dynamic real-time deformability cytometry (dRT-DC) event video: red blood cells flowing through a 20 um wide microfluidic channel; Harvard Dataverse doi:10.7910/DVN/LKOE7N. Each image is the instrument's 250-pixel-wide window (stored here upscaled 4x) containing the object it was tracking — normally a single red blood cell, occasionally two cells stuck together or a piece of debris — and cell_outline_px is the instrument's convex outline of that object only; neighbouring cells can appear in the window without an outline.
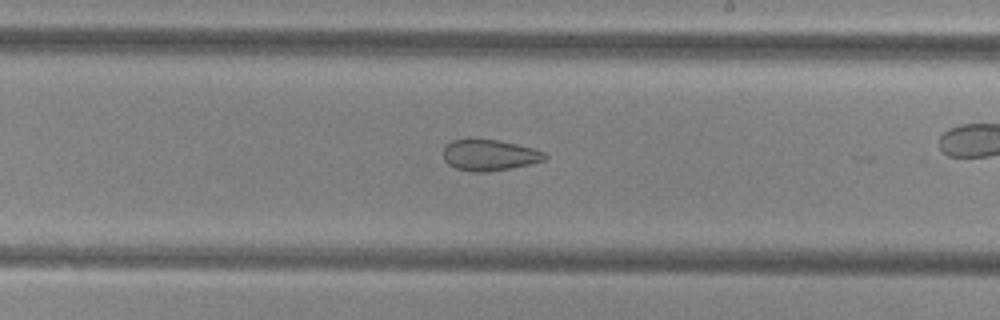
{"species": "common noctule bat (a hibernating species)", "species_latin": "Nyctalus noctula", "temperature_condition": "cold", "stored_images_in_passage": 39, "camera_frame_rate_fps": 3000, "um_per_image_px": 0.085, "animal": {"sex": "female", "body_mass_g": 29.2, "forearm_length_mm": 56.3}, "frame": {"image": 1, "passage_image": 28, "time_ms": 9.0, "image_size_px": [1000, 320], "cell_outline_px": [[548, 156], [544, 160], [512, 168], [488, 172], [472, 172], [456, 168], [448, 164], [444, 160], [444, 148], [452, 140], [468, 136], [500, 140], [532, 148], [544, 152]], "centroid_in_image_um": [41.56, 13.15], "position_along_channel_um": 247.4, "area_um2": 18.84}}